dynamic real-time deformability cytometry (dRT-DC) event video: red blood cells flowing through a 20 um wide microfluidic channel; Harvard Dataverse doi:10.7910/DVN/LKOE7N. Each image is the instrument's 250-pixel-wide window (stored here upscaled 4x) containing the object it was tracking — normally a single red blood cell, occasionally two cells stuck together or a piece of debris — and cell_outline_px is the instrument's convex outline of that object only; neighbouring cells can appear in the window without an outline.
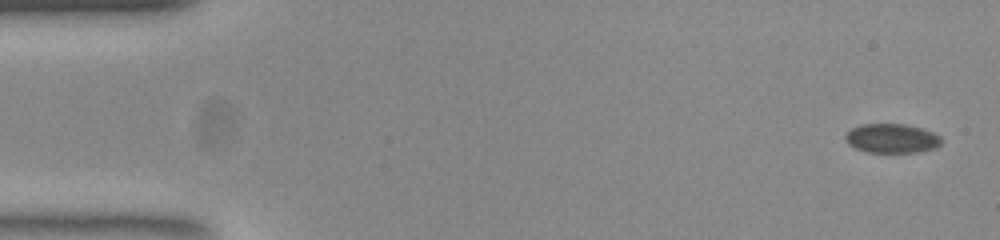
{"species": "common noctule bat (a hibernating species)", "species_latin": "Nyctalus noctula", "temperature_condition": "room temperature", "stored_images_in_passage": 13, "camera_frame_rate_fps": 3000, "um_per_image_px": 0.085, "animal": {"sex": "female", "body_mass_g": 23.0, "forearm_length_mm": 53.4}, "frame": {"image": 1, "passage_image": 1, "time_ms": 0.0, "image_size_px": [1000, 240], "cell_outline_px": [[940, 144], [936, 148], [920, 152], [868, 152], [856, 148], [848, 144], [844, 136], [852, 128], [864, 124], [904, 124], [920, 128], [932, 132], [940, 136]], "centroid_in_image_um": [75.8, 11.77], "position_along_channel_um": 9.2, "area_um2": 16.18}}